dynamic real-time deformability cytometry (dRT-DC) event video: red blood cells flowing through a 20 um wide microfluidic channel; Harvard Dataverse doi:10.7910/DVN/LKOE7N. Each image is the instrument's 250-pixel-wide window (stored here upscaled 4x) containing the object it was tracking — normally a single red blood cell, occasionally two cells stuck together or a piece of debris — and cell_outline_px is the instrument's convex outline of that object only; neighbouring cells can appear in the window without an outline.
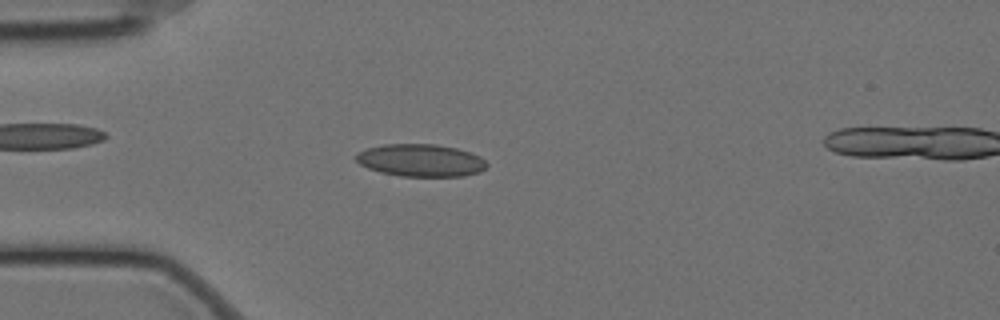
{"species": "Egyptian fruit bat (a non-hibernating species)", "species_latin": "Rousettus aegyptiacus", "temperature_condition": "cold", "stored_images_in_passage": 57, "camera_frame_rate_fps": 3000, "um_per_image_px": 0.085, "animal": {"sex": "female"}, "frame": {"image": 1, "passage_image": 15, "time_ms": 4.667, "image_size_px": [1000, 320], "cell_outline_px": [[488, 164], [480, 172], [464, 176], [400, 176], [380, 172], [368, 168], [360, 164], [356, 160], [356, 156], [360, 152], [368, 148], [384, 144], [436, 144], [456, 148], [472, 152], [480, 156]], "centroid_in_image_um": [35.79, 13.63], "position_along_channel_um": 49.2, "area_um2": 24.68}}
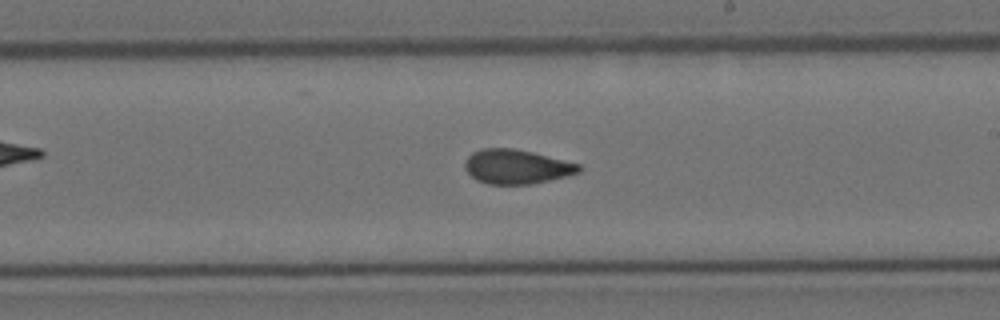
{"frame": {"image": 2, "passage_image": 33, "time_ms": 10.667, "image_size_px": [1000, 320], "cell_outline_px": [[580, 172], [568, 176], [532, 184], [488, 184], [476, 180], [464, 168], [464, 164], [468, 156], [472, 152], [484, 148], [516, 148], [580, 164]], "centroid_in_image_um": [43.9, 14.17], "position_along_channel_um": 245.1, "area_um2": 22.83}}
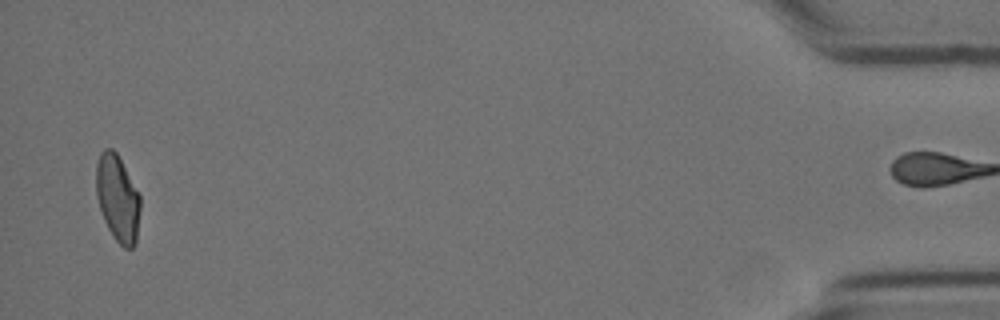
{"frame": {"image": 3, "passage_image": 56, "time_ms": 18.333, "image_size_px": [1000, 320], "cell_outline_px": [[140, 208], [136, 244], [132, 248], [124, 248], [112, 236], [104, 220], [96, 196], [96, 164], [100, 152], [104, 148], [112, 148], [116, 152], [140, 196]], "centroid_in_image_um": [9.99, 16.86], "position_along_channel_um": 425.2, "area_um2": 22.2}, "authors_computed_cell_mechanics": {"area_um2": 23.0044, "velocity_mm_per_s": 3.4728, "shape_relaxation_time_tau1_ms": 10.6235, "shape_relaxation_time_tau2_ms": 1.1412, "deformation_change_tau1": 0.1892, "deformation_change_tau2": 0.072}}